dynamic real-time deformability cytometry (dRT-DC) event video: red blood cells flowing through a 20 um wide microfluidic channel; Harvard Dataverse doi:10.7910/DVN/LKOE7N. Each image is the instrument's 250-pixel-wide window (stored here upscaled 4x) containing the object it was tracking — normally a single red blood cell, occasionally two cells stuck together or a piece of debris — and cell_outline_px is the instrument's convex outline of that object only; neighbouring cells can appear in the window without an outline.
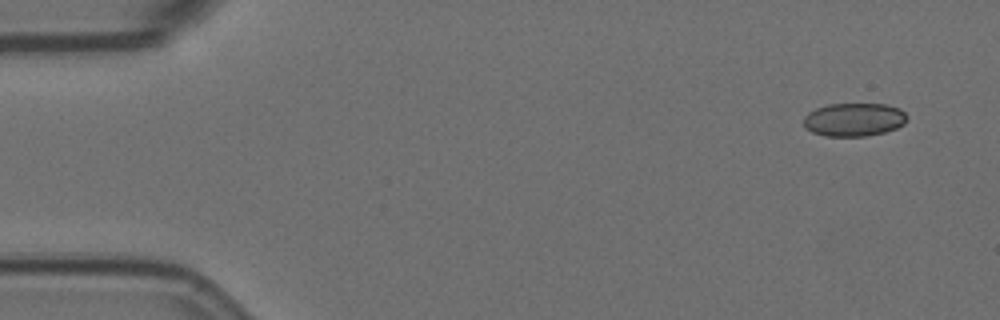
{"species": "Egyptian fruit bat (a non-hibernating species)", "species_latin": "Rousettus aegyptiacus", "temperature_condition": "room temperature", "stored_images_in_passage": 6, "camera_frame_rate_fps": 3000, "um_per_image_px": 0.085, "animal": {"sex": "female"}, "frame": {"image": 1, "passage_image": 1, "time_ms": 0.0, "image_size_px": [1000, 320], "cell_outline_px": [[908, 116], [904, 124], [896, 128], [884, 132], [864, 136], [824, 136], [812, 132], [804, 128], [804, 116], [808, 112], [816, 108], [828, 104], [884, 104], [900, 108]], "centroid_in_image_um": [72.57, 10.16], "position_along_channel_um": 12.4, "area_um2": 20.17}}